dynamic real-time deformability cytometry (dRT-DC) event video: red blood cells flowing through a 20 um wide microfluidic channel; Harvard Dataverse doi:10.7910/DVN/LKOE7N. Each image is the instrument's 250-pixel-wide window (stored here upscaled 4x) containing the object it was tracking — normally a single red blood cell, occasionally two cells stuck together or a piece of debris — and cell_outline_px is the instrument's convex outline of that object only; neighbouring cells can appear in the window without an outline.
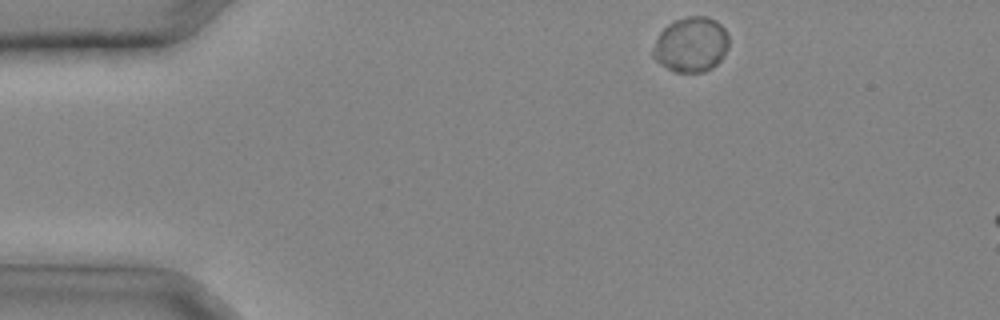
{"species": "common noctule bat (a hibernating species)", "species_latin": "Nyctalus noctula", "temperature_condition": "cold", "stored_images_in_passage": 5, "camera_frame_rate_fps": 3000, "um_per_image_px": 0.085, "animal": {"sex": "male", "body_mass_g": 20.4}, "frame": {"image": 1, "passage_image": 1, "time_ms": 0.0, "image_size_px": [1000, 320], "cell_outline_px": [[728, 48], [720, 60], [712, 68], [704, 72], [676, 72], [660, 64], [652, 56], [652, 48], [660, 32], [668, 24], [676, 20], [688, 16], [708, 16], [716, 20], [728, 32]], "centroid_in_image_um": [58.75, 3.78], "position_along_channel_um": 26.3, "area_um2": 24.39}}